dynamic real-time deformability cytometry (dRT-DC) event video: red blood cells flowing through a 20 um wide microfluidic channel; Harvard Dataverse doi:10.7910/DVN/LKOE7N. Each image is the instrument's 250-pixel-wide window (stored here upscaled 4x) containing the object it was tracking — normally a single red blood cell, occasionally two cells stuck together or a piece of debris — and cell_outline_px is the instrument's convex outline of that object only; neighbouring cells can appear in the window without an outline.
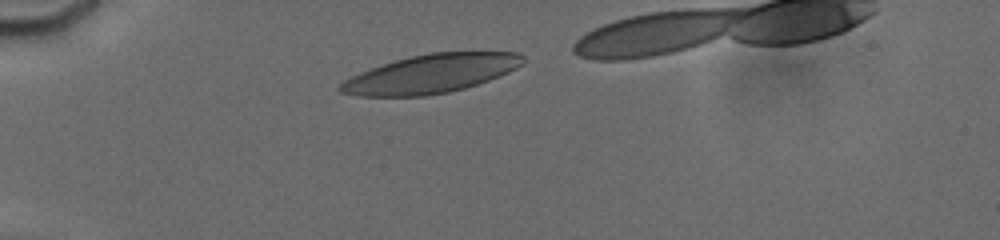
{"species": "human", "species_latin": "Homo sapiens", "temperature_condition": "cold", "stored_images_in_passage": 33, "camera_frame_rate_fps": 3000, "um_per_image_px": 0.085, "donor": {"sex": "male"}, "frame": {"image": 1, "passage_image": 1, "time_ms": 0.0, "image_size_px": [1000, 240], "cell_outline_px": [[524, 60], [516, 68], [508, 72], [488, 80], [464, 88], [448, 92], [424, 96], [360, 96], [340, 92], [336, 88], [344, 80], [352, 76], [372, 68], [396, 60], [428, 52], [516, 52], [524, 56]], "centroid_in_image_um": [36.61, 6.27], "position_along_channel_um": 48.4, "area_um2": 40.58}}
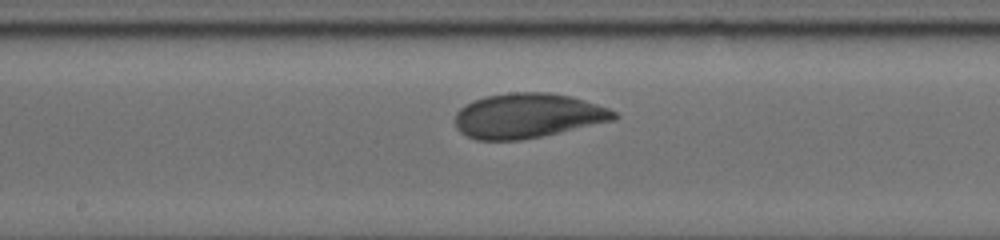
{"frame": {"image": 2, "passage_image": 15, "time_ms": 5.0, "image_size_px": [1000, 240], "cell_outline_px": [[620, 116], [612, 120], [540, 136], [520, 140], [476, 140], [460, 132], [456, 128], [456, 112], [464, 104], [472, 100], [484, 96], [512, 92], [552, 92], [572, 96], [608, 108], [616, 112]], "centroid_in_image_um": [44.81, 9.82], "position_along_channel_um": 203.4, "area_um2": 41.33}}
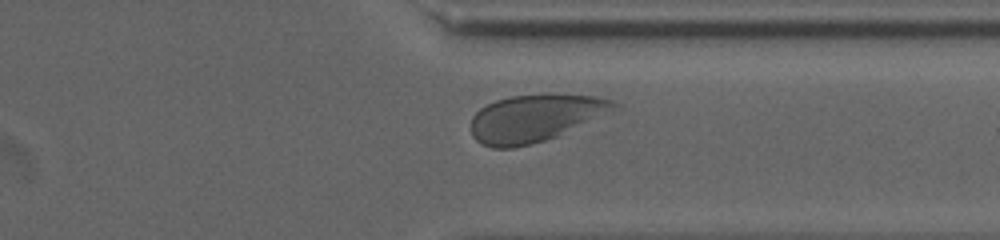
{"frame": {"image": 3, "passage_image": 27, "time_ms": 9.333, "image_size_px": [1000, 240], "cell_outline_px": [[620, 108], [556, 136], [544, 140], [512, 148], [492, 148], [476, 140], [472, 136], [472, 116], [480, 108], [496, 100], [508, 96], [544, 92], [552, 92], [600, 96], [612, 100], [620, 104]], "centroid_in_image_um": [45.53, 9.98], "position_along_channel_um": 365.9, "area_um2": 39.94}}